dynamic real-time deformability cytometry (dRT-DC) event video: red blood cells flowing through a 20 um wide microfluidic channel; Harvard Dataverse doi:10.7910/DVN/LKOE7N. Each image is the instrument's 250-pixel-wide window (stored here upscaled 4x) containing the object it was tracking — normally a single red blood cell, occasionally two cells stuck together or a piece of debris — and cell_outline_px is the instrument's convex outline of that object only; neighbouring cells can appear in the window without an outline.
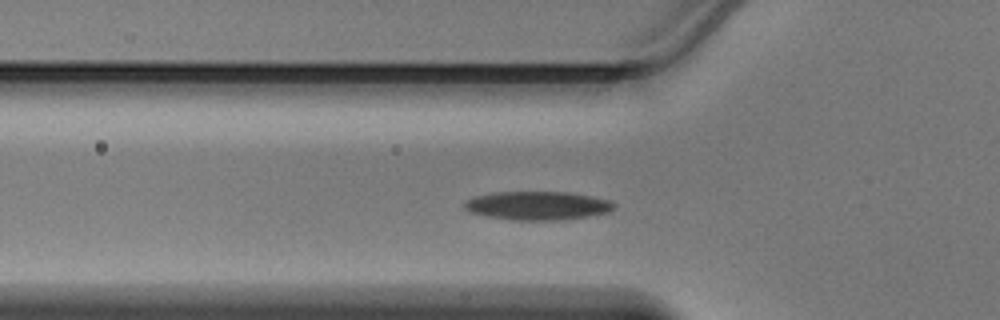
{"species": "Egyptian fruit bat (a non-hibernating species)", "species_latin": "Rousettus aegyptiacus", "temperature_condition": "warm", "stored_images_in_passage": 38, "camera_frame_rate_fps": 3000, "um_per_image_px": 0.085, "animal": {"sex": "male"}, "frame": {"image": 1, "passage_image": 6, "time_ms": 1.667, "image_size_px": [1000, 320], "cell_outline_px": [[616, 208], [608, 212], [588, 216], [560, 220], [512, 220], [488, 216], [468, 212], [464, 208], [464, 200], [476, 196], [492, 192], [568, 192], [592, 196], [608, 200], [616, 204]], "centroid_in_image_um": [45.68, 17.47], "position_along_channel_um": 80.1, "area_um2": 25.03}}
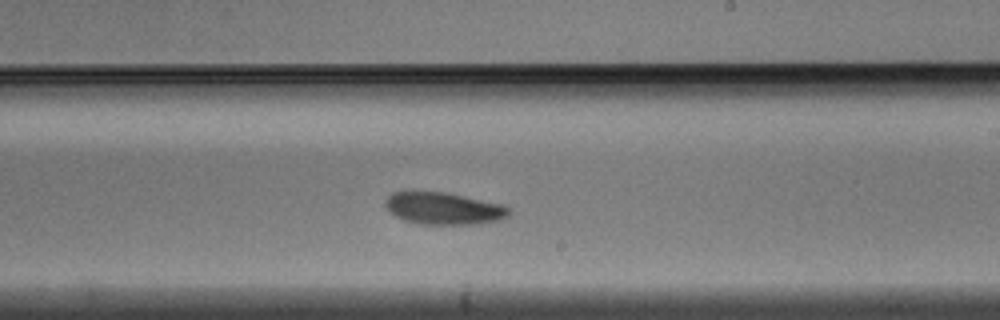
{"frame": {"image": 2, "passage_image": 18, "time_ms": 5.667, "image_size_px": [1000, 320], "cell_outline_px": [[512, 212], [508, 216], [500, 220], [476, 224], [420, 224], [404, 220], [396, 216], [384, 204], [384, 200], [392, 192], [412, 188], [444, 192], [504, 204]], "centroid_in_image_um": [37.67, 17.67], "position_along_channel_um": 251.3, "area_um2": 23.81}}
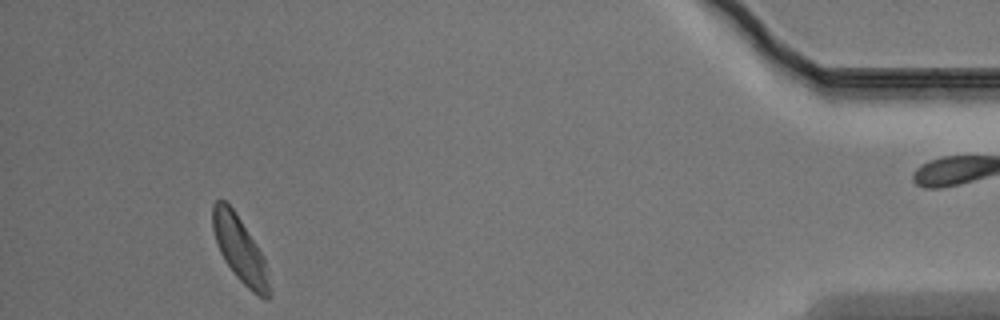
{"frame": {"image": 3, "passage_image": 34, "time_ms": 11.0, "image_size_px": [1000, 320], "cell_outline_px": [[272, 296], [268, 300], [264, 300], [252, 292], [236, 276], [224, 260], [216, 244], [212, 228], [212, 204], [216, 200], [224, 200], [232, 208], [264, 256]], "centroid_in_image_um": [20.39, 21.24], "position_along_channel_um": 414.8, "area_um2": 21.62}}